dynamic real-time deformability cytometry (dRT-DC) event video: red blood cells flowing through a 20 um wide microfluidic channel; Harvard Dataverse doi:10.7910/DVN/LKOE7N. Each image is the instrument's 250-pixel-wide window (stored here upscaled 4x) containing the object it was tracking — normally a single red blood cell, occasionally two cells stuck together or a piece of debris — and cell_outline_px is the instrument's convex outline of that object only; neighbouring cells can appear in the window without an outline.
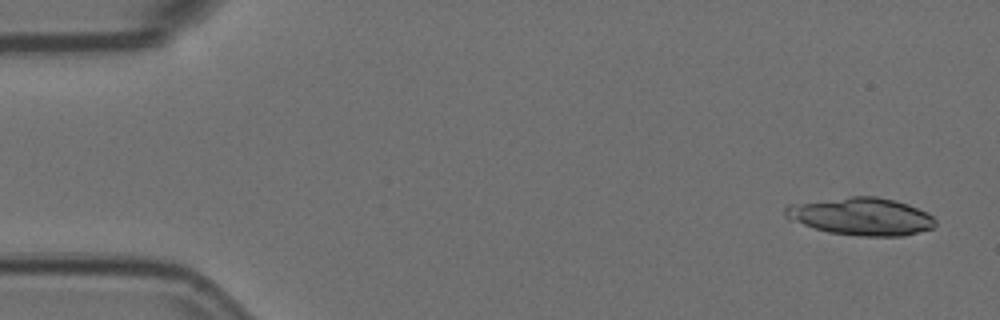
{"species": "Egyptian fruit bat (a non-hibernating species)", "species_latin": "Rousettus aegyptiacus", "temperature_condition": "room temperature", "stored_images_in_passage": 8, "camera_frame_rate_fps": 3000, "um_per_image_px": 0.085, "animal": {"sex": "female"}, "frame": {"image": 1, "passage_image": 1, "time_ms": 0.0, "image_size_px": [1000, 320], "cell_outline_px": [[936, 224], [932, 228], [904, 236], [860, 236], [828, 232], [788, 220], [784, 216], [784, 208], [788, 204], [848, 196], [876, 196], [896, 200], [908, 204], [928, 212], [936, 220]], "centroid_in_image_um": [73.18, 18.38], "position_along_channel_um": 11.8, "area_um2": 33.23}}